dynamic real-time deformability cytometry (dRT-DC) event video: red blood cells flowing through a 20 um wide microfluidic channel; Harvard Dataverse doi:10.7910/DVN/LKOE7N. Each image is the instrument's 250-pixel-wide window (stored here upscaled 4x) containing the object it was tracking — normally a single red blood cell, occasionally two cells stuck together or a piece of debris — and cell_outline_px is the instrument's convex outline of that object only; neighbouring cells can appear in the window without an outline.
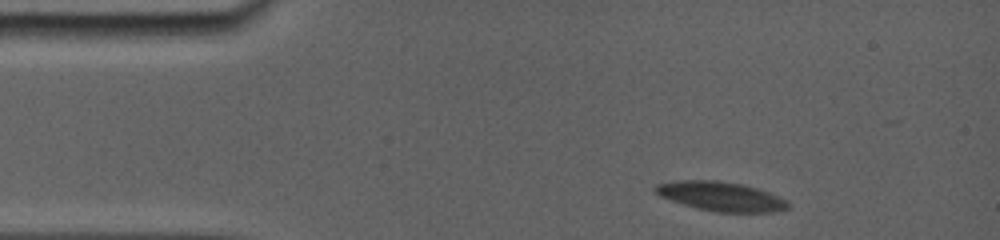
{"species": "common noctule bat (a hibernating species)", "species_latin": "Nyctalus noctula", "temperature_condition": "room temperature", "stored_images_in_passage": 12, "camera_frame_rate_fps": 5000, "um_per_image_px": 0.085, "animal": {"sex": "female", "body_mass_g": 19.0, "forearm_length_mm": 56.7}, "frame": {"image": 1, "passage_image": 1, "time_ms": 0.0, "image_size_px": [1000, 240], "cell_outline_px": [[792, 204], [788, 208], [772, 212], [716, 212], [696, 208], [660, 196], [652, 192], [652, 188], [656, 184], [680, 180], [716, 180], [740, 184], [756, 188], [780, 196], [788, 200]], "centroid_in_image_um": [61.28, 16.69], "position_along_channel_um": 23.7, "area_um2": 22.72}}
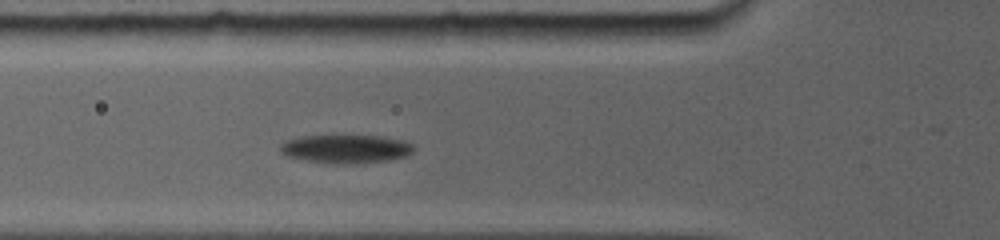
{"frame": {"image": 2, "passage_image": 9, "time_ms": 3.8, "image_size_px": [1000, 240], "cell_outline_px": [[412, 152], [404, 156], [388, 160], [364, 164], [336, 164], [304, 160], [288, 156], [280, 148], [288, 140], [304, 136], [372, 136], [396, 140], [412, 144]], "centroid_in_image_um": [29.39, 12.68], "position_along_channel_um": 96.4, "area_um2": 21.5}}
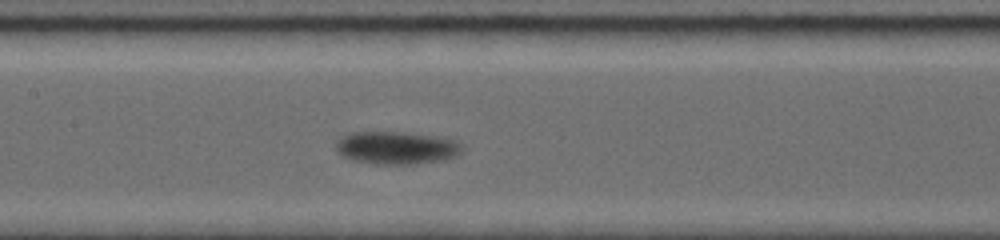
{"frame": {"image": 3, "passage_image": 12, "time_ms": 6.0, "image_size_px": [1000, 240], "cell_outline_px": [[460, 152], [444, 160], [412, 164], [376, 164], [352, 160], [344, 156], [340, 152], [340, 140], [348, 136], [368, 132], [392, 132], [424, 136], [448, 140], [460, 148]], "centroid_in_image_um": [33.67, 12.61], "position_along_channel_um": 173.7, "area_um2": 22.2}}